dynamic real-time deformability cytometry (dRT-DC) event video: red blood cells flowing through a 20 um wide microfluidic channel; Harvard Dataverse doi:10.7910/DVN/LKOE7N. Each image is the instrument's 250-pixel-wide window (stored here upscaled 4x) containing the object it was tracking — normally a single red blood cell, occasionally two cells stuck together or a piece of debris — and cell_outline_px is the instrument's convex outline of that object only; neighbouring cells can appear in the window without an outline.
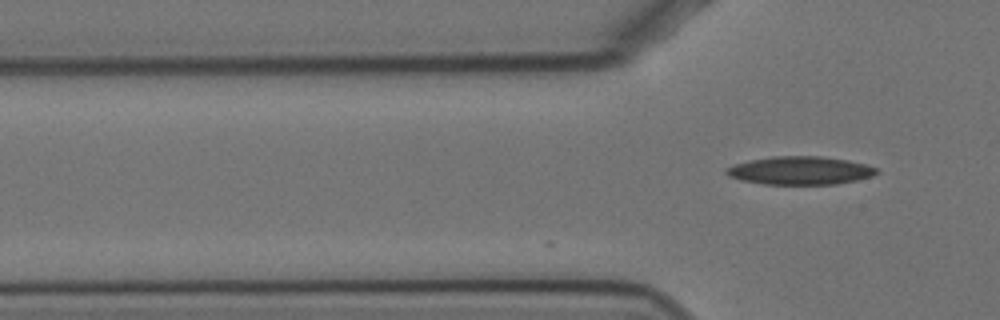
{"species": "Egyptian fruit bat (a non-hibernating species)", "species_latin": "Rousettus aegyptiacus", "temperature_condition": "cold", "stored_images_in_passage": 10, "camera_frame_rate_fps": 3000, "um_per_image_px": 0.085, "animal": {"sex": "female"}, "frame": {"image": 1, "passage_image": 10, "time_ms": 3.0, "image_size_px": [1000, 320], "cell_outline_px": [[880, 172], [872, 176], [856, 180], [836, 184], [764, 184], [740, 180], [728, 176], [724, 172], [724, 168], [736, 164], [752, 160], [772, 156], [820, 156], [848, 160], [880, 168]], "centroid_in_image_um": [68.03, 14.49], "position_along_channel_um": 57.8, "area_um2": 24.74}}